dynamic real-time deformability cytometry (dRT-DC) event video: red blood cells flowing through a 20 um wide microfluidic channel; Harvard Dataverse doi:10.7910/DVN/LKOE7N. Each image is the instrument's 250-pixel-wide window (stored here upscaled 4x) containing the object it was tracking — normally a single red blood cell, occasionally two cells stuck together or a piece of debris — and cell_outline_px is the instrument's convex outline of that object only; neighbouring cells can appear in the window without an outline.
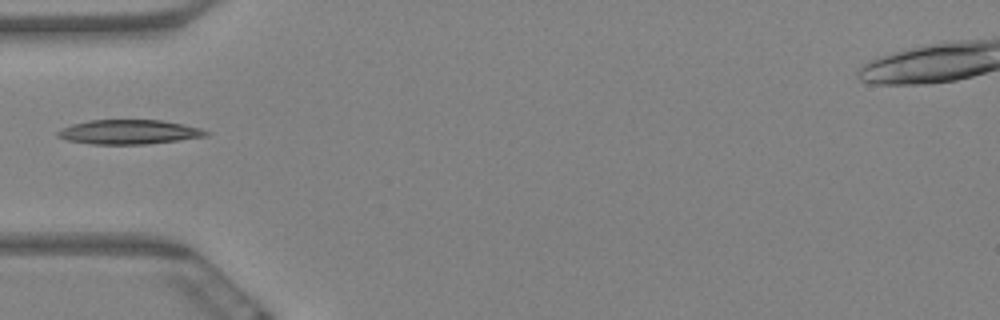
{"species": "Egyptian fruit bat (a non-hibernating species)", "species_latin": "Rousettus aegyptiacus", "temperature_condition": "warm", "stored_images_in_passage": 1, "camera_frame_rate_fps": 3000, "um_per_image_px": 0.085, "animal": {"sex": "female"}, "frame": {"image": 1, "passage_image": 1, "time_ms": 0.0, "image_size_px": [1000, 320], "cell_outline_px": [[208, 136], [148, 144], [92, 144], [68, 140], [56, 136], [56, 132], [72, 124], [88, 120], [160, 120], [200, 128], [208, 132]], "centroid_in_image_um": [10.94, 11.22], "position_along_channel_um": 74.1, "area_um2": 20.87}}